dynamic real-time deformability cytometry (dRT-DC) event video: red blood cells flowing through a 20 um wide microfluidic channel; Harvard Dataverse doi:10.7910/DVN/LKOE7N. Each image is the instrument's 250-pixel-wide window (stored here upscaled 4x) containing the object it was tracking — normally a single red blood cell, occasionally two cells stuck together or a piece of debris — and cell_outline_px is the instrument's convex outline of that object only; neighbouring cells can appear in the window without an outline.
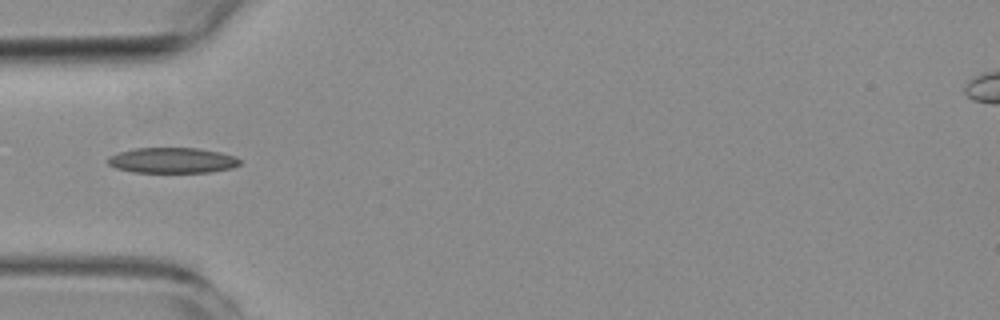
{"species": "common noctule bat (a hibernating species)", "species_latin": "Nyctalus noctula", "temperature_condition": "room temperature", "stored_images_in_passage": 7, "camera_frame_rate_fps": 3000, "um_per_image_px": 0.085, "animal": {"sex": "female", "body_mass_g": 19.3, "forearm_length_mm": 54.1}, "frame": {"image": 1, "passage_image": 3, "time_ms": 3.667, "image_size_px": [1000, 320], "cell_outline_px": [[240, 164], [232, 168], [208, 172], [132, 172], [116, 168], [108, 164], [108, 156], [120, 152], [136, 148], [196, 148], [220, 152], [236, 156], [240, 160]], "centroid_in_image_um": [14.65, 13.63], "position_along_channel_um": 70.3, "area_um2": 19.54}}
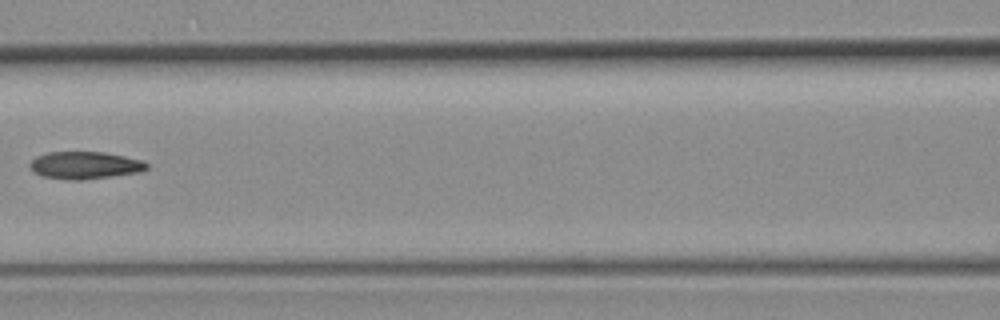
{"frame": {"image": 2, "passage_image": 5, "time_ms": 6.0, "image_size_px": [1000, 320], "cell_outline_px": [[148, 168], [140, 172], [84, 180], [64, 180], [40, 176], [32, 172], [28, 164], [36, 156], [48, 152], [104, 152], [124, 156], [140, 160], [148, 164]], "centroid_in_image_um": [7.16, 14.06], "position_along_channel_um": 159.4, "area_um2": 18.84}}
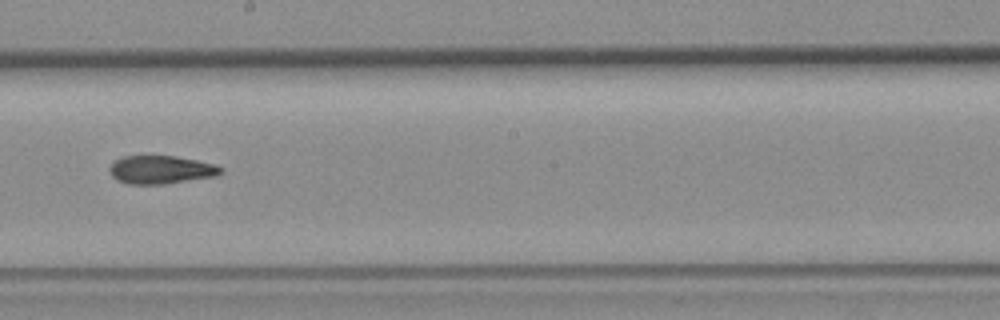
{"frame": {"image": 3, "passage_image": 7, "time_ms": 8.0, "image_size_px": [1000, 320], "cell_outline_px": [[224, 172], [216, 176], [164, 184], [128, 184], [116, 180], [108, 172], [108, 168], [112, 160], [124, 156], [176, 156], [216, 164], [224, 168]], "centroid_in_image_um": [13.66, 14.42], "position_along_channel_um": 234.5, "area_um2": 18.61}}